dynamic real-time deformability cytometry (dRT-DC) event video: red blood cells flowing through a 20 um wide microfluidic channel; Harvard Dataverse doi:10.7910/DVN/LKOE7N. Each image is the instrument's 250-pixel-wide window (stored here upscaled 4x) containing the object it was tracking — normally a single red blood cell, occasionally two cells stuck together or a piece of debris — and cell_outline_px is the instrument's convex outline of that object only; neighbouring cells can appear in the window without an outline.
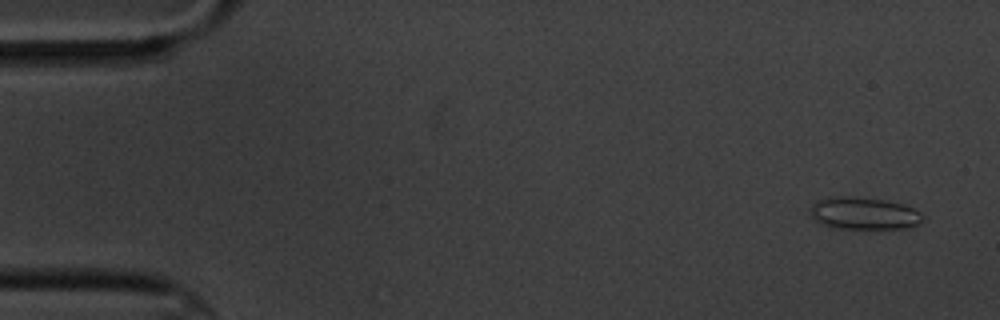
{"species": "common noctule bat (a hibernating species)", "species_latin": "Nyctalus noctula", "temperature_condition": "cold", "stored_images_in_passage": 5, "camera_frame_rate_fps": 3000, "um_per_image_px": 0.085, "animal": {"sex": "male", "body_mass_g": 20.1, "forearm_length_mm": 53.5}, "frame": {"image": 1, "passage_image": 1, "time_ms": 0.0, "image_size_px": [1000, 320], "cell_outline_px": [[924, 220], [916, 224], [904, 228], [828, 228], [816, 220], [808, 212], [812, 204], [816, 200], [840, 196], [848, 196], [884, 200], [900, 204], [912, 208], [920, 212]], "centroid_in_image_um": [73.37, 18.14], "position_along_channel_um": 11.6, "area_um2": 20.92}}
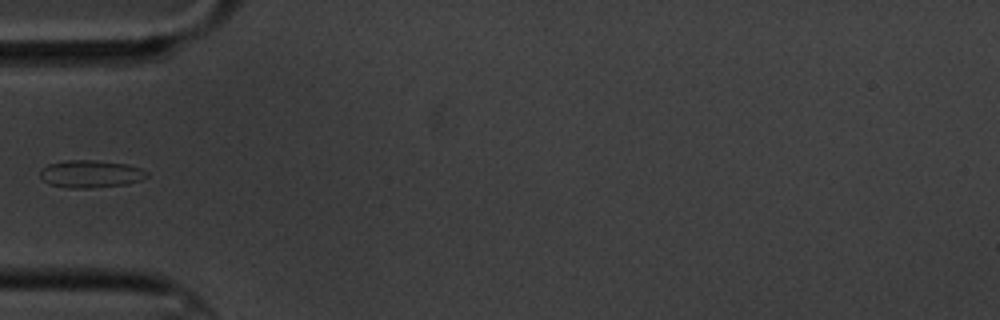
{"frame": {"image": 2, "passage_image": 5, "time_ms": 5.333, "image_size_px": [1000, 320], "cell_outline_px": [[148, 176], [140, 180], [128, 184], [92, 188], [68, 188], [48, 184], [40, 176], [40, 168], [48, 164], [68, 160], [92, 160], [128, 164], [140, 168], [148, 172]], "centroid_in_image_um": [7.7, 14.79], "position_along_channel_um": 77.3, "area_um2": 17.22}}